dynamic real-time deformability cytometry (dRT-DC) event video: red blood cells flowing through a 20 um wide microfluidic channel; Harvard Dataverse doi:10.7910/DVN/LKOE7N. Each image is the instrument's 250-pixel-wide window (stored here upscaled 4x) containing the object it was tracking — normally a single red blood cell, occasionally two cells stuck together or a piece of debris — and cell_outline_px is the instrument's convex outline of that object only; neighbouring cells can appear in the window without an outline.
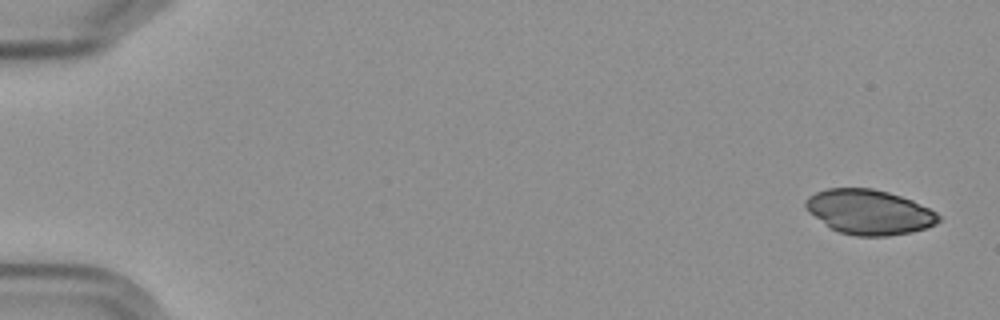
{"species": "Egyptian fruit bat (a non-hibernating species)", "species_latin": "Rousettus aegyptiacus", "temperature_condition": "cold", "stored_images_in_passage": 7, "camera_frame_rate_fps": 3000, "um_per_image_px": 0.085, "frame": {"image": 1, "passage_image": 1, "time_ms": 0.0, "image_size_px": [1000, 320], "cell_outline_px": [[940, 220], [936, 224], [912, 232], [888, 236], [856, 236], [840, 232], [832, 228], [808, 212], [804, 208], [804, 200], [808, 196], [816, 192], [828, 188], [872, 188], [888, 192], [912, 200], [936, 212], [940, 216]], "centroid_in_image_um": [73.86, 18.01], "position_along_channel_um": 11.1, "area_um2": 34.62}}